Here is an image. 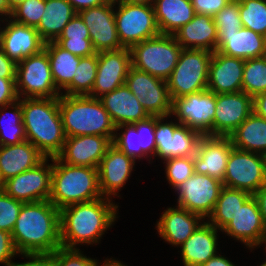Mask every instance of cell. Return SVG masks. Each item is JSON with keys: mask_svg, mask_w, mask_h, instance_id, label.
Wrapping results in <instances>:
<instances>
[{"mask_svg": "<svg viewBox=\"0 0 266 266\" xmlns=\"http://www.w3.org/2000/svg\"><path fill=\"white\" fill-rule=\"evenodd\" d=\"M74 8V10L79 13L82 10L98 7L108 2L109 0H67Z\"/></svg>", "mask_w": 266, "mask_h": 266, "instance_id": "obj_54", "label": "cell"}, {"mask_svg": "<svg viewBox=\"0 0 266 266\" xmlns=\"http://www.w3.org/2000/svg\"><path fill=\"white\" fill-rule=\"evenodd\" d=\"M44 49L50 60L53 81L61 92L72 82L81 57L64 50L55 41L46 42Z\"/></svg>", "mask_w": 266, "mask_h": 266, "instance_id": "obj_33", "label": "cell"}, {"mask_svg": "<svg viewBox=\"0 0 266 266\" xmlns=\"http://www.w3.org/2000/svg\"><path fill=\"white\" fill-rule=\"evenodd\" d=\"M231 0H191L195 14H203L214 17Z\"/></svg>", "mask_w": 266, "mask_h": 266, "instance_id": "obj_50", "label": "cell"}, {"mask_svg": "<svg viewBox=\"0 0 266 266\" xmlns=\"http://www.w3.org/2000/svg\"><path fill=\"white\" fill-rule=\"evenodd\" d=\"M125 84L150 116L171 118L172 99L167 81L131 67Z\"/></svg>", "mask_w": 266, "mask_h": 266, "instance_id": "obj_12", "label": "cell"}, {"mask_svg": "<svg viewBox=\"0 0 266 266\" xmlns=\"http://www.w3.org/2000/svg\"><path fill=\"white\" fill-rule=\"evenodd\" d=\"M21 110L27 141L46 158L57 157L66 140L59 112V97L22 98Z\"/></svg>", "mask_w": 266, "mask_h": 266, "instance_id": "obj_3", "label": "cell"}, {"mask_svg": "<svg viewBox=\"0 0 266 266\" xmlns=\"http://www.w3.org/2000/svg\"><path fill=\"white\" fill-rule=\"evenodd\" d=\"M163 161L166 180L173 190L194 174L193 156L170 157Z\"/></svg>", "mask_w": 266, "mask_h": 266, "instance_id": "obj_42", "label": "cell"}, {"mask_svg": "<svg viewBox=\"0 0 266 266\" xmlns=\"http://www.w3.org/2000/svg\"><path fill=\"white\" fill-rule=\"evenodd\" d=\"M89 29L96 53L124 48L119 40L114 16V0L78 13Z\"/></svg>", "mask_w": 266, "mask_h": 266, "instance_id": "obj_15", "label": "cell"}, {"mask_svg": "<svg viewBox=\"0 0 266 266\" xmlns=\"http://www.w3.org/2000/svg\"><path fill=\"white\" fill-rule=\"evenodd\" d=\"M19 257L29 259V261L17 263L10 266H54V253H18Z\"/></svg>", "mask_w": 266, "mask_h": 266, "instance_id": "obj_52", "label": "cell"}, {"mask_svg": "<svg viewBox=\"0 0 266 266\" xmlns=\"http://www.w3.org/2000/svg\"><path fill=\"white\" fill-rule=\"evenodd\" d=\"M135 163L133 157L126 155L115 145L112 144L107 149L98 167L99 189L103 197L112 199L120 196L119 191L128 182Z\"/></svg>", "mask_w": 266, "mask_h": 266, "instance_id": "obj_20", "label": "cell"}, {"mask_svg": "<svg viewBox=\"0 0 266 266\" xmlns=\"http://www.w3.org/2000/svg\"><path fill=\"white\" fill-rule=\"evenodd\" d=\"M153 7L160 34L174 35L195 16L191 0H155Z\"/></svg>", "mask_w": 266, "mask_h": 266, "instance_id": "obj_30", "label": "cell"}, {"mask_svg": "<svg viewBox=\"0 0 266 266\" xmlns=\"http://www.w3.org/2000/svg\"><path fill=\"white\" fill-rule=\"evenodd\" d=\"M216 51L243 60L265 56L266 37L247 28L218 36Z\"/></svg>", "mask_w": 266, "mask_h": 266, "instance_id": "obj_27", "label": "cell"}, {"mask_svg": "<svg viewBox=\"0 0 266 266\" xmlns=\"http://www.w3.org/2000/svg\"><path fill=\"white\" fill-rule=\"evenodd\" d=\"M15 80L16 78L0 77V106H6L19 100Z\"/></svg>", "mask_w": 266, "mask_h": 266, "instance_id": "obj_51", "label": "cell"}, {"mask_svg": "<svg viewBox=\"0 0 266 266\" xmlns=\"http://www.w3.org/2000/svg\"><path fill=\"white\" fill-rule=\"evenodd\" d=\"M204 219L185 208L168 207L156 224L159 236L174 247L181 245L195 232Z\"/></svg>", "mask_w": 266, "mask_h": 266, "instance_id": "obj_24", "label": "cell"}, {"mask_svg": "<svg viewBox=\"0 0 266 266\" xmlns=\"http://www.w3.org/2000/svg\"><path fill=\"white\" fill-rule=\"evenodd\" d=\"M232 142L229 137L202 136L193 156L194 173L208 175L223 183Z\"/></svg>", "mask_w": 266, "mask_h": 266, "instance_id": "obj_19", "label": "cell"}, {"mask_svg": "<svg viewBox=\"0 0 266 266\" xmlns=\"http://www.w3.org/2000/svg\"><path fill=\"white\" fill-rule=\"evenodd\" d=\"M17 255L19 254L15 249L11 233L0 230V263L10 266L13 263L12 258Z\"/></svg>", "mask_w": 266, "mask_h": 266, "instance_id": "obj_49", "label": "cell"}, {"mask_svg": "<svg viewBox=\"0 0 266 266\" xmlns=\"http://www.w3.org/2000/svg\"><path fill=\"white\" fill-rule=\"evenodd\" d=\"M259 205L260 212L263 217V221L266 225V182L260 187V189L253 195Z\"/></svg>", "mask_w": 266, "mask_h": 266, "instance_id": "obj_56", "label": "cell"}, {"mask_svg": "<svg viewBox=\"0 0 266 266\" xmlns=\"http://www.w3.org/2000/svg\"><path fill=\"white\" fill-rule=\"evenodd\" d=\"M77 14L67 0H45V10L36 27L40 38L46 43L56 41L64 27Z\"/></svg>", "mask_w": 266, "mask_h": 266, "instance_id": "obj_31", "label": "cell"}, {"mask_svg": "<svg viewBox=\"0 0 266 266\" xmlns=\"http://www.w3.org/2000/svg\"><path fill=\"white\" fill-rule=\"evenodd\" d=\"M120 130L121 132L118 133L117 131ZM112 144L135 160H142L143 158L148 160L149 158L141 149L140 133L137 132L134 124L116 126V133Z\"/></svg>", "mask_w": 266, "mask_h": 266, "instance_id": "obj_40", "label": "cell"}, {"mask_svg": "<svg viewBox=\"0 0 266 266\" xmlns=\"http://www.w3.org/2000/svg\"><path fill=\"white\" fill-rule=\"evenodd\" d=\"M244 61L215 51L209 65L207 89L215 94L242 91Z\"/></svg>", "mask_w": 266, "mask_h": 266, "instance_id": "obj_23", "label": "cell"}, {"mask_svg": "<svg viewBox=\"0 0 266 266\" xmlns=\"http://www.w3.org/2000/svg\"><path fill=\"white\" fill-rule=\"evenodd\" d=\"M166 117L156 116L155 140H156V157L161 160L170 158V143L175 129L180 125L176 122H168ZM166 122H165V121ZM165 122V123H164Z\"/></svg>", "mask_w": 266, "mask_h": 266, "instance_id": "obj_45", "label": "cell"}, {"mask_svg": "<svg viewBox=\"0 0 266 266\" xmlns=\"http://www.w3.org/2000/svg\"><path fill=\"white\" fill-rule=\"evenodd\" d=\"M78 249L59 247L54 252V266H98L97 259L87 257Z\"/></svg>", "mask_w": 266, "mask_h": 266, "instance_id": "obj_47", "label": "cell"}, {"mask_svg": "<svg viewBox=\"0 0 266 266\" xmlns=\"http://www.w3.org/2000/svg\"><path fill=\"white\" fill-rule=\"evenodd\" d=\"M118 207L112 199L101 197L60 209L61 247L78 249L77 245L99 244L119 217Z\"/></svg>", "mask_w": 266, "mask_h": 266, "instance_id": "obj_1", "label": "cell"}, {"mask_svg": "<svg viewBox=\"0 0 266 266\" xmlns=\"http://www.w3.org/2000/svg\"><path fill=\"white\" fill-rule=\"evenodd\" d=\"M59 112L66 137L100 135L113 141L116 126L99 98L61 94Z\"/></svg>", "mask_w": 266, "mask_h": 266, "instance_id": "obj_4", "label": "cell"}, {"mask_svg": "<svg viewBox=\"0 0 266 266\" xmlns=\"http://www.w3.org/2000/svg\"><path fill=\"white\" fill-rule=\"evenodd\" d=\"M182 49L174 35L159 34L130 48L132 67L167 81Z\"/></svg>", "mask_w": 266, "mask_h": 266, "instance_id": "obj_6", "label": "cell"}, {"mask_svg": "<svg viewBox=\"0 0 266 266\" xmlns=\"http://www.w3.org/2000/svg\"><path fill=\"white\" fill-rule=\"evenodd\" d=\"M118 5V6H116ZM114 16L119 40L124 48L160 34L154 7L114 0Z\"/></svg>", "mask_w": 266, "mask_h": 266, "instance_id": "obj_9", "label": "cell"}, {"mask_svg": "<svg viewBox=\"0 0 266 266\" xmlns=\"http://www.w3.org/2000/svg\"><path fill=\"white\" fill-rule=\"evenodd\" d=\"M205 221L180 247L184 266H199L218 254L219 229Z\"/></svg>", "mask_w": 266, "mask_h": 266, "instance_id": "obj_26", "label": "cell"}, {"mask_svg": "<svg viewBox=\"0 0 266 266\" xmlns=\"http://www.w3.org/2000/svg\"><path fill=\"white\" fill-rule=\"evenodd\" d=\"M131 67L129 48L99 52L96 79L92 92L88 96L100 98L125 85Z\"/></svg>", "mask_w": 266, "mask_h": 266, "instance_id": "obj_16", "label": "cell"}, {"mask_svg": "<svg viewBox=\"0 0 266 266\" xmlns=\"http://www.w3.org/2000/svg\"><path fill=\"white\" fill-rule=\"evenodd\" d=\"M259 266H266V261L265 262H263L261 265H259Z\"/></svg>", "mask_w": 266, "mask_h": 266, "instance_id": "obj_64", "label": "cell"}, {"mask_svg": "<svg viewBox=\"0 0 266 266\" xmlns=\"http://www.w3.org/2000/svg\"><path fill=\"white\" fill-rule=\"evenodd\" d=\"M242 91L254 98L266 92V57L251 58L244 61Z\"/></svg>", "mask_w": 266, "mask_h": 266, "instance_id": "obj_38", "label": "cell"}, {"mask_svg": "<svg viewBox=\"0 0 266 266\" xmlns=\"http://www.w3.org/2000/svg\"><path fill=\"white\" fill-rule=\"evenodd\" d=\"M103 197L99 189L98 168L70 165L53 157L49 201L59 210L70 204Z\"/></svg>", "mask_w": 266, "mask_h": 266, "instance_id": "obj_5", "label": "cell"}, {"mask_svg": "<svg viewBox=\"0 0 266 266\" xmlns=\"http://www.w3.org/2000/svg\"><path fill=\"white\" fill-rule=\"evenodd\" d=\"M99 99L115 126L134 124L150 117L126 84Z\"/></svg>", "mask_w": 266, "mask_h": 266, "instance_id": "obj_25", "label": "cell"}, {"mask_svg": "<svg viewBox=\"0 0 266 266\" xmlns=\"http://www.w3.org/2000/svg\"><path fill=\"white\" fill-rule=\"evenodd\" d=\"M130 4L150 5L153 6L155 0H120Z\"/></svg>", "mask_w": 266, "mask_h": 266, "instance_id": "obj_60", "label": "cell"}, {"mask_svg": "<svg viewBox=\"0 0 266 266\" xmlns=\"http://www.w3.org/2000/svg\"><path fill=\"white\" fill-rule=\"evenodd\" d=\"M52 169L53 158H45L36 167L6 180L3 183V191L23 203L49 200Z\"/></svg>", "mask_w": 266, "mask_h": 266, "instance_id": "obj_14", "label": "cell"}, {"mask_svg": "<svg viewBox=\"0 0 266 266\" xmlns=\"http://www.w3.org/2000/svg\"><path fill=\"white\" fill-rule=\"evenodd\" d=\"M15 83L19 98H57L62 93L53 81L45 49L17 63Z\"/></svg>", "mask_w": 266, "mask_h": 266, "instance_id": "obj_8", "label": "cell"}, {"mask_svg": "<svg viewBox=\"0 0 266 266\" xmlns=\"http://www.w3.org/2000/svg\"><path fill=\"white\" fill-rule=\"evenodd\" d=\"M202 135L184 125H179L170 143V157L194 156Z\"/></svg>", "mask_w": 266, "mask_h": 266, "instance_id": "obj_41", "label": "cell"}, {"mask_svg": "<svg viewBox=\"0 0 266 266\" xmlns=\"http://www.w3.org/2000/svg\"><path fill=\"white\" fill-rule=\"evenodd\" d=\"M17 64L11 60L0 46V77L1 78H16Z\"/></svg>", "mask_w": 266, "mask_h": 266, "instance_id": "obj_53", "label": "cell"}, {"mask_svg": "<svg viewBox=\"0 0 266 266\" xmlns=\"http://www.w3.org/2000/svg\"><path fill=\"white\" fill-rule=\"evenodd\" d=\"M265 182L266 156L233 148L227 161L223 186L254 195Z\"/></svg>", "mask_w": 266, "mask_h": 266, "instance_id": "obj_10", "label": "cell"}, {"mask_svg": "<svg viewBox=\"0 0 266 266\" xmlns=\"http://www.w3.org/2000/svg\"><path fill=\"white\" fill-rule=\"evenodd\" d=\"M11 11L18 6L19 4H21L22 2H24L25 0H6Z\"/></svg>", "mask_w": 266, "mask_h": 266, "instance_id": "obj_61", "label": "cell"}, {"mask_svg": "<svg viewBox=\"0 0 266 266\" xmlns=\"http://www.w3.org/2000/svg\"><path fill=\"white\" fill-rule=\"evenodd\" d=\"M251 196L252 194L244 190L223 187L207 221L221 231Z\"/></svg>", "mask_w": 266, "mask_h": 266, "instance_id": "obj_35", "label": "cell"}, {"mask_svg": "<svg viewBox=\"0 0 266 266\" xmlns=\"http://www.w3.org/2000/svg\"><path fill=\"white\" fill-rule=\"evenodd\" d=\"M98 266H128L125 265L123 262L110 258V259H105L102 263V265H98Z\"/></svg>", "mask_w": 266, "mask_h": 266, "instance_id": "obj_59", "label": "cell"}, {"mask_svg": "<svg viewBox=\"0 0 266 266\" xmlns=\"http://www.w3.org/2000/svg\"><path fill=\"white\" fill-rule=\"evenodd\" d=\"M242 26L266 37V0H239Z\"/></svg>", "mask_w": 266, "mask_h": 266, "instance_id": "obj_39", "label": "cell"}, {"mask_svg": "<svg viewBox=\"0 0 266 266\" xmlns=\"http://www.w3.org/2000/svg\"><path fill=\"white\" fill-rule=\"evenodd\" d=\"M11 235L18 253H54L61 247L60 210L49 200L23 203Z\"/></svg>", "mask_w": 266, "mask_h": 266, "instance_id": "obj_2", "label": "cell"}, {"mask_svg": "<svg viewBox=\"0 0 266 266\" xmlns=\"http://www.w3.org/2000/svg\"><path fill=\"white\" fill-rule=\"evenodd\" d=\"M221 232L236 241H241L249 250L262 246L266 225L253 195L241 206L234 219Z\"/></svg>", "mask_w": 266, "mask_h": 266, "instance_id": "obj_17", "label": "cell"}, {"mask_svg": "<svg viewBox=\"0 0 266 266\" xmlns=\"http://www.w3.org/2000/svg\"><path fill=\"white\" fill-rule=\"evenodd\" d=\"M8 109L11 110L7 112ZM25 140L27 138L22 122L21 98H19L12 104L0 106V146L15 145Z\"/></svg>", "mask_w": 266, "mask_h": 266, "instance_id": "obj_36", "label": "cell"}, {"mask_svg": "<svg viewBox=\"0 0 266 266\" xmlns=\"http://www.w3.org/2000/svg\"><path fill=\"white\" fill-rule=\"evenodd\" d=\"M262 244H264V246H265V249H266V233H265V236H264V239H263V242H262Z\"/></svg>", "mask_w": 266, "mask_h": 266, "instance_id": "obj_63", "label": "cell"}, {"mask_svg": "<svg viewBox=\"0 0 266 266\" xmlns=\"http://www.w3.org/2000/svg\"><path fill=\"white\" fill-rule=\"evenodd\" d=\"M98 66V53L81 57L79 65L74 72L72 82L64 89L68 96L89 95L92 92Z\"/></svg>", "mask_w": 266, "mask_h": 266, "instance_id": "obj_37", "label": "cell"}, {"mask_svg": "<svg viewBox=\"0 0 266 266\" xmlns=\"http://www.w3.org/2000/svg\"><path fill=\"white\" fill-rule=\"evenodd\" d=\"M136 130L140 133L141 149L150 159L156 157V140H155V128H156V116H150L146 120L134 123Z\"/></svg>", "mask_w": 266, "mask_h": 266, "instance_id": "obj_48", "label": "cell"}, {"mask_svg": "<svg viewBox=\"0 0 266 266\" xmlns=\"http://www.w3.org/2000/svg\"><path fill=\"white\" fill-rule=\"evenodd\" d=\"M22 205L23 202L0 192V230L12 232Z\"/></svg>", "mask_w": 266, "mask_h": 266, "instance_id": "obj_46", "label": "cell"}, {"mask_svg": "<svg viewBox=\"0 0 266 266\" xmlns=\"http://www.w3.org/2000/svg\"><path fill=\"white\" fill-rule=\"evenodd\" d=\"M45 10V0H25L12 10L10 19L32 27H37Z\"/></svg>", "mask_w": 266, "mask_h": 266, "instance_id": "obj_44", "label": "cell"}, {"mask_svg": "<svg viewBox=\"0 0 266 266\" xmlns=\"http://www.w3.org/2000/svg\"><path fill=\"white\" fill-rule=\"evenodd\" d=\"M55 42L64 50L79 57L96 53L90 40L89 29L78 13L64 27L62 34Z\"/></svg>", "mask_w": 266, "mask_h": 266, "instance_id": "obj_34", "label": "cell"}, {"mask_svg": "<svg viewBox=\"0 0 266 266\" xmlns=\"http://www.w3.org/2000/svg\"><path fill=\"white\" fill-rule=\"evenodd\" d=\"M11 14H12V11H11L7 1L6 0H0V16H1L0 22L9 19L11 17Z\"/></svg>", "mask_w": 266, "mask_h": 266, "instance_id": "obj_58", "label": "cell"}, {"mask_svg": "<svg viewBox=\"0 0 266 266\" xmlns=\"http://www.w3.org/2000/svg\"><path fill=\"white\" fill-rule=\"evenodd\" d=\"M213 18L217 27V37L220 34L238 32V30L243 27L239 13V0H231Z\"/></svg>", "mask_w": 266, "mask_h": 266, "instance_id": "obj_43", "label": "cell"}, {"mask_svg": "<svg viewBox=\"0 0 266 266\" xmlns=\"http://www.w3.org/2000/svg\"><path fill=\"white\" fill-rule=\"evenodd\" d=\"M2 23L6 25L0 27V46L16 64L44 49L45 42L35 27L17 23L10 18Z\"/></svg>", "mask_w": 266, "mask_h": 266, "instance_id": "obj_21", "label": "cell"}, {"mask_svg": "<svg viewBox=\"0 0 266 266\" xmlns=\"http://www.w3.org/2000/svg\"><path fill=\"white\" fill-rule=\"evenodd\" d=\"M216 30L213 17L195 14L191 21L174 34V37L183 49H202L215 52L218 42Z\"/></svg>", "mask_w": 266, "mask_h": 266, "instance_id": "obj_29", "label": "cell"}, {"mask_svg": "<svg viewBox=\"0 0 266 266\" xmlns=\"http://www.w3.org/2000/svg\"><path fill=\"white\" fill-rule=\"evenodd\" d=\"M253 112V98L243 91L216 94L213 136L229 137Z\"/></svg>", "mask_w": 266, "mask_h": 266, "instance_id": "obj_18", "label": "cell"}, {"mask_svg": "<svg viewBox=\"0 0 266 266\" xmlns=\"http://www.w3.org/2000/svg\"><path fill=\"white\" fill-rule=\"evenodd\" d=\"M253 111L266 119V92L260 93L253 98Z\"/></svg>", "mask_w": 266, "mask_h": 266, "instance_id": "obj_55", "label": "cell"}, {"mask_svg": "<svg viewBox=\"0 0 266 266\" xmlns=\"http://www.w3.org/2000/svg\"><path fill=\"white\" fill-rule=\"evenodd\" d=\"M223 183L208 175L194 173L175 189L177 206L208 219L219 198Z\"/></svg>", "mask_w": 266, "mask_h": 266, "instance_id": "obj_13", "label": "cell"}, {"mask_svg": "<svg viewBox=\"0 0 266 266\" xmlns=\"http://www.w3.org/2000/svg\"><path fill=\"white\" fill-rule=\"evenodd\" d=\"M212 54L202 49H182L178 63L167 80L171 99L207 89Z\"/></svg>", "mask_w": 266, "mask_h": 266, "instance_id": "obj_7", "label": "cell"}, {"mask_svg": "<svg viewBox=\"0 0 266 266\" xmlns=\"http://www.w3.org/2000/svg\"><path fill=\"white\" fill-rule=\"evenodd\" d=\"M199 266H236L232 261H230L227 257H224V255H220L219 253L209 259L206 263H203Z\"/></svg>", "mask_w": 266, "mask_h": 266, "instance_id": "obj_57", "label": "cell"}, {"mask_svg": "<svg viewBox=\"0 0 266 266\" xmlns=\"http://www.w3.org/2000/svg\"><path fill=\"white\" fill-rule=\"evenodd\" d=\"M3 183H4V182H3V181L1 180V178H0V192L3 191Z\"/></svg>", "mask_w": 266, "mask_h": 266, "instance_id": "obj_62", "label": "cell"}, {"mask_svg": "<svg viewBox=\"0 0 266 266\" xmlns=\"http://www.w3.org/2000/svg\"><path fill=\"white\" fill-rule=\"evenodd\" d=\"M216 94L206 89L172 99L171 116L175 121L199 132L202 136H213Z\"/></svg>", "mask_w": 266, "mask_h": 266, "instance_id": "obj_11", "label": "cell"}, {"mask_svg": "<svg viewBox=\"0 0 266 266\" xmlns=\"http://www.w3.org/2000/svg\"><path fill=\"white\" fill-rule=\"evenodd\" d=\"M46 157L29 141L0 146V178L3 182L36 167Z\"/></svg>", "mask_w": 266, "mask_h": 266, "instance_id": "obj_28", "label": "cell"}, {"mask_svg": "<svg viewBox=\"0 0 266 266\" xmlns=\"http://www.w3.org/2000/svg\"><path fill=\"white\" fill-rule=\"evenodd\" d=\"M229 138L236 149L266 156V119L253 111Z\"/></svg>", "mask_w": 266, "mask_h": 266, "instance_id": "obj_32", "label": "cell"}, {"mask_svg": "<svg viewBox=\"0 0 266 266\" xmlns=\"http://www.w3.org/2000/svg\"><path fill=\"white\" fill-rule=\"evenodd\" d=\"M111 145L109 137L100 135L66 137L63 150L57 157L65 164L98 168Z\"/></svg>", "mask_w": 266, "mask_h": 266, "instance_id": "obj_22", "label": "cell"}]
</instances>
